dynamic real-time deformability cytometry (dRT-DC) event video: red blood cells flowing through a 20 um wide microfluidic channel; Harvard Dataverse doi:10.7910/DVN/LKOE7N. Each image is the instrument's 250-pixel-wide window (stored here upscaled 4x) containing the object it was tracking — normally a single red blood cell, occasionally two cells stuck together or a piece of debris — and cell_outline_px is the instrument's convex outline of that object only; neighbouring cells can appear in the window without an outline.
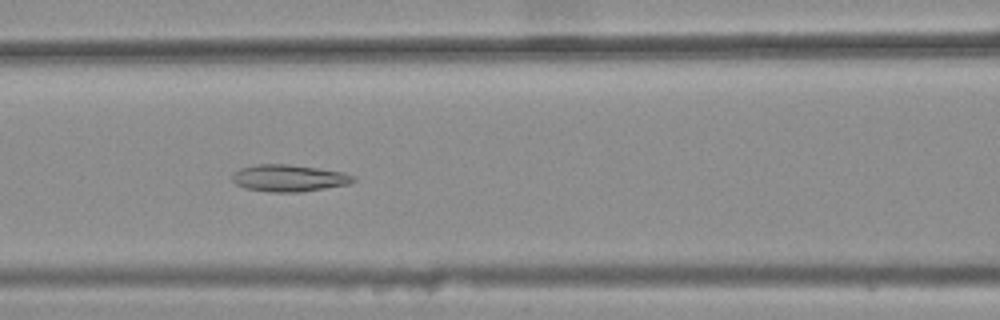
{"species": "common noctule bat (a hibernating species)", "species_latin": "Nyctalus noctula", "temperature_condition": "warm", "stored_images_in_passage": 34, "camera_frame_rate_fps": 3000, "um_per_image_px": 0.085, "animal": {"sex": "female", "body_mass_g": 25.1}, "frame": {"image": 1, "passage_image": 12, "time_ms": 3.667, "image_size_px": [1000, 320], "cell_outline_px": [[356, 180], [348, 184], [300, 192], [268, 192], [244, 188], [236, 184], [232, 180], [232, 176], [240, 168], [256, 164], [288, 164], [320, 168], [344, 172], [356, 176]], "centroid_in_image_um": [24.57, 15.13], "position_along_channel_um": 142.0, "area_um2": 19.07}}
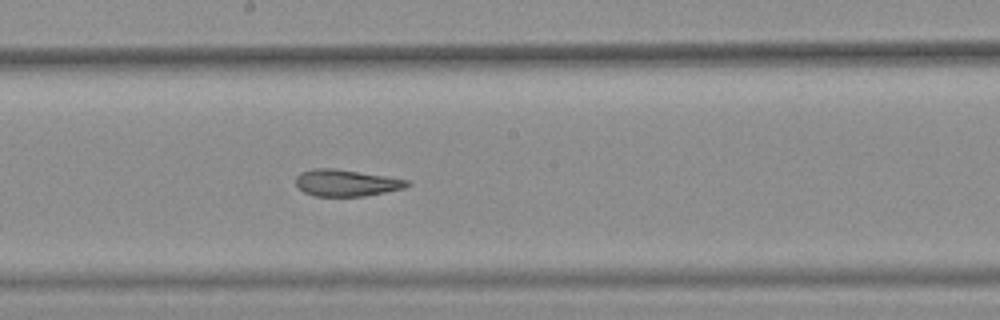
{"frame": {"image": 2, "passage_image": 18, "time_ms": 5.667, "image_size_px": [1000, 320], "cell_outline_px": [[412, 184], [404, 188], [364, 196], [312, 196], [304, 192], [296, 184], [296, 176], [300, 172], [312, 168], [332, 168], [412, 180]], "centroid_in_image_um": [29.44, 15.54], "position_along_channel_um": 218.8, "area_um2": 17.34}}
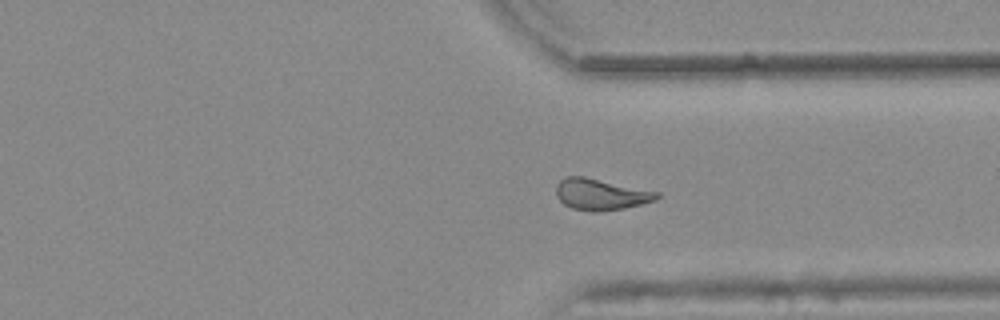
{"frame": {"image": 3, "passage_image": 29, "time_ms": 9.333, "image_size_px": [1000, 320], "cell_outline_px": [[660, 196], [656, 200], [624, 208], [596, 212], [592, 212], [572, 208], [564, 204], [556, 196], [556, 184], [560, 180], [568, 176], [584, 176], [660, 192]], "centroid_in_image_um": [51.06, 16.52], "position_along_channel_um": 360.3, "area_um2": 18.38}, "authors_computed_cell_mechanics": {"area_um2": 18.3804, "velocity_mm_per_s": 3.8455, "shape_relaxation_time_tau1_ms": null, "shape_relaxation_time_tau2_ms": 2.4504, "deformation_change_tau1": null, "deformation_change_tau2": 0.1078}}